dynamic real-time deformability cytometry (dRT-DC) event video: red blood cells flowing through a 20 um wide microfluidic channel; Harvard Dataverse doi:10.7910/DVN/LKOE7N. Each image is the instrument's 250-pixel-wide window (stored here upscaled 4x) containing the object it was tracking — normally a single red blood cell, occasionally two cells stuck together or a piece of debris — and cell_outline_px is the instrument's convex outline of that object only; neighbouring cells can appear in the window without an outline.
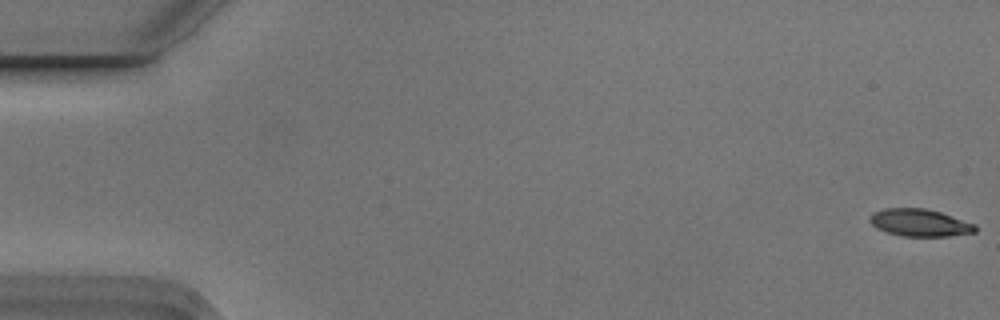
{"species": "Egyptian fruit bat (a non-hibernating species)", "species_latin": "Rousettus aegyptiacus", "temperature_condition": "cold", "stored_images_in_passage": 5, "camera_frame_rate_fps": 3000, "um_per_image_px": 0.085, "animal": {"sex": "male"}, "frame": {"image": 1, "passage_image": 1, "time_ms": 0.0, "image_size_px": [1000, 320], "cell_outline_px": [[976, 232], [948, 236], [900, 236], [876, 228], [868, 220], [872, 212], [884, 208], [924, 208], [940, 212], [976, 224]], "centroid_in_image_um": [78.15, 18.92], "position_along_channel_um": 6.8, "area_um2": 16.82}}
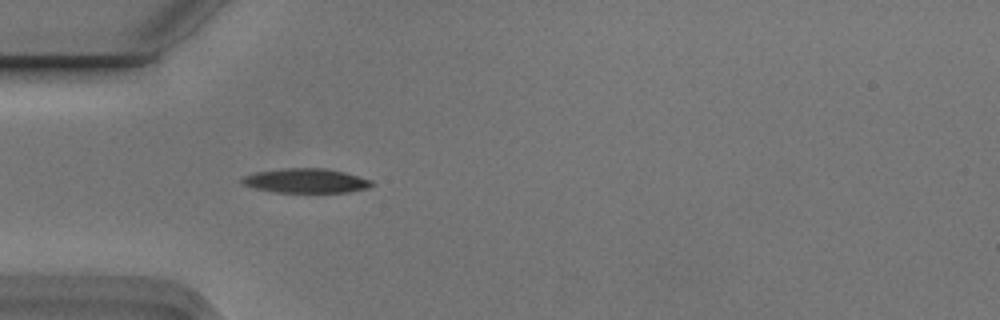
{"frame": {"image": 2, "passage_image": 5, "time_ms": 1.333, "image_size_px": [1000, 320], "cell_outline_px": [[376, 184], [368, 188], [348, 192], [272, 192], [256, 188], [244, 184], [240, 180], [244, 176], [256, 172], [288, 168], [324, 168], [344, 172], [372, 180]], "centroid_in_image_um": [26.05, 15.36], "position_along_channel_um": 59.0, "area_um2": 18.32}}